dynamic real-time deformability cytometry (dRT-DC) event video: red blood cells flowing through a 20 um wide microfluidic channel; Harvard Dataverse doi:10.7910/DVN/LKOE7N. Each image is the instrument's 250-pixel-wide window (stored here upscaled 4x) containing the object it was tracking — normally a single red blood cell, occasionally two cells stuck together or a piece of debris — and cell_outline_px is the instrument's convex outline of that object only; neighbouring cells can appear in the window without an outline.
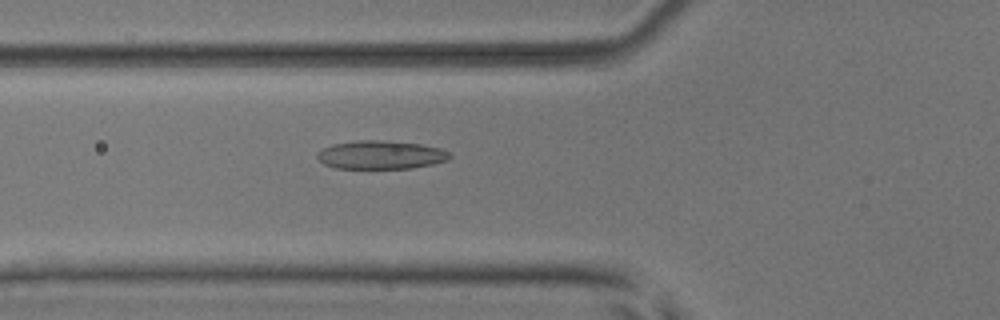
{"species": "common noctule bat (a hibernating species)", "species_latin": "Nyctalus noctula", "temperature_condition": "room temperature", "stored_images_in_passage": 43, "camera_frame_rate_fps": 3000, "um_per_image_px": 0.085, "animal": {"sex": "male", "body_mass_g": 17.9, "forearm_length_mm": 54.2}, "frame": {"image": 1, "passage_image": 10, "time_ms": 3.0, "image_size_px": [1000, 320], "cell_outline_px": [[452, 156], [448, 160], [432, 164], [412, 168], [336, 168], [324, 164], [316, 156], [316, 152], [332, 144], [356, 140], [380, 140], [420, 144], [440, 148], [448, 152]], "centroid_in_image_um": [32.35, 13.16], "position_along_channel_um": 93.4, "area_um2": 21.91}}
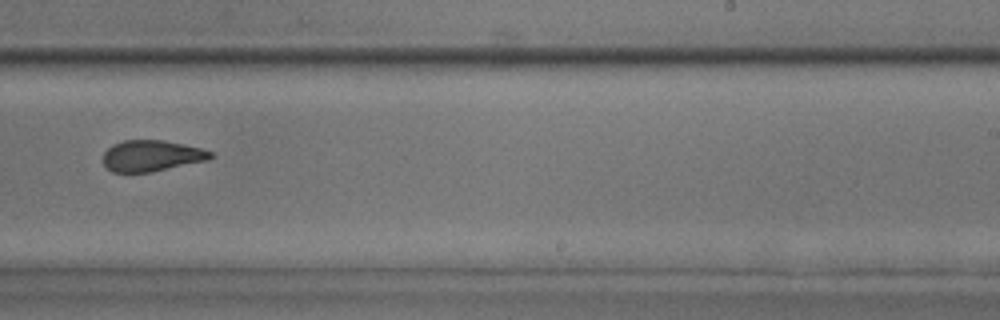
{"frame": {"image": 2, "passage_image": 24, "time_ms": 7.667, "image_size_px": [1000, 320], "cell_outline_px": [[212, 156], [208, 160], [152, 172], [112, 172], [104, 164], [104, 152], [112, 144], [124, 140], [164, 140], [200, 148], [212, 152]], "centroid_in_image_um": [12.87, 13.24], "position_along_channel_um": 276.1, "area_um2": 19.36}}
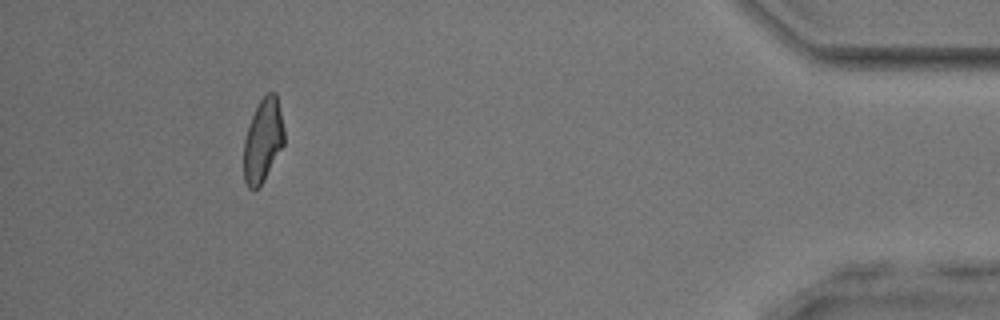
{"frame": {"image": 3, "passage_image": 39, "time_ms": 12.667, "image_size_px": [1000, 320], "cell_outline_px": [[284, 144], [264, 180], [252, 192], [248, 188], [244, 180], [244, 140], [248, 124], [260, 100], [268, 92], [276, 92], [284, 128]], "centroid_in_image_um": [22.34, 11.94], "position_along_channel_um": 412.9, "area_um2": 19.59}, "authors_computed_cell_mechanics": {"area_um2": 20.6924, "velocity_mm_per_s": 3.9215, "shape_relaxation_time_tau1_ms": 6.2845, "shape_relaxation_time_tau2_ms": 1.7908, "deformation_change_tau1": 0.159, "deformation_change_tau2": 0.0949}}